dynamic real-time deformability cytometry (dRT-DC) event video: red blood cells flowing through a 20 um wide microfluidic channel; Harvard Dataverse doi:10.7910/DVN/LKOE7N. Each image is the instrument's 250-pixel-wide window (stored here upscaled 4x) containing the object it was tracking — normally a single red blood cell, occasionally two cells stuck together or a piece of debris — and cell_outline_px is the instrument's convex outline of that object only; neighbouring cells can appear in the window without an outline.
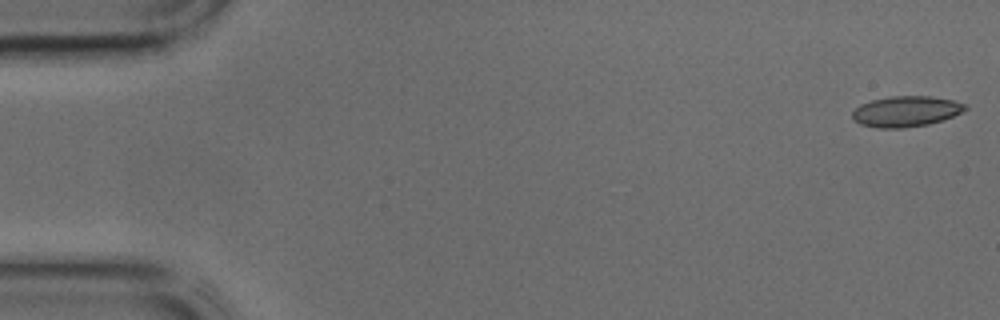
{"species": "common noctule bat (a hibernating species)", "species_latin": "Nyctalus noctula", "temperature_condition": "cold", "stored_images_in_passage": 43, "camera_frame_rate_fps": 3000, "um_per_image_px": 0.085, "animal": {"sex": "male", "body_mass_g": 17.9, "forearm_length_mm": 54.2}, "frame": {"image": 1, "passage_image": 1, "time_ms": 0.0, "image_size_px": [1000, 320], "cell_outline_px": [[968, 108], [952, 116], [928, 124], [904, 128], [876, 128], [860, 124], [852, 120], [852, 112], [860, 104], [872, 100], [892, 96], [932, 96], [952, 100], [964, 104]], "centroid_in_image_um": [76.95, 9.47], "position_along_channel_um": 8.0, "area_um2": 20.06}}
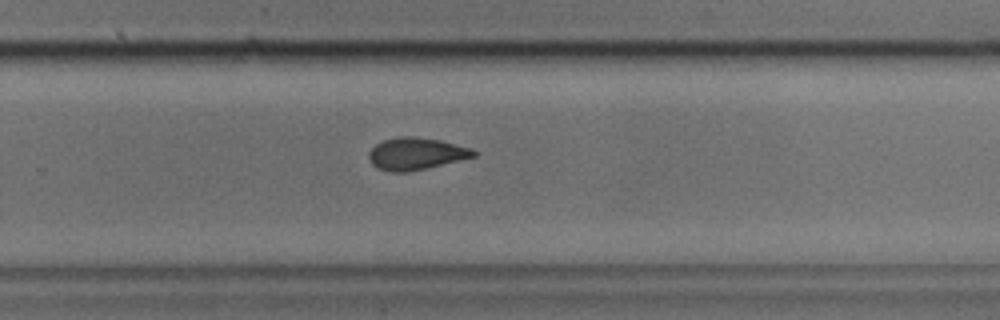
{"frame": {"image": 2, "passage_image": 28, "time_ms": 9.0, "image_size_px": [1000, 320], "cell_outline_px": [[476, 156], [408, 172], [388, 172], [376, 168], [372, 164], [368, 156], [368, 152], [376, 144], [384, 140], [400, 136], [416, 136], [440, 140], [472, 148], [476, 152]], "centroid_in_image_um": [35.33, 13.06], "position_along_channel_um": 294.5, "area_um2": 19.59}}
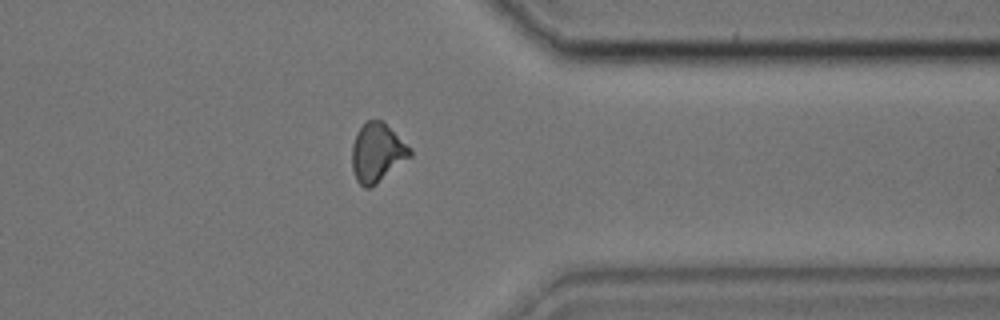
{"frame": {"image": 3, "passage_image": 34, "time_ms": 11.0, "image_size_px": [1000, 320], "cell_outline_px": [[412, 156], [372, 188], [364, 188], [356, 180], [352, 168], [352, 144], [356, 132], [368, 120], [380, 120], [412, 148]], "centroid_in_image_um": [32.06, 13.01], "position_along_channel_um": 379.3, "area_um2": 19.94}}